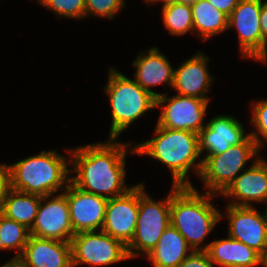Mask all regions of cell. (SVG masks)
<instances>
[{
    "mask_svg": "<svg viewBox=\"0 0 267 267\" xmlns=\"http://www.w3.org/2000/svg\"><path fill=\"white\" fill-rule=\"evenodd\" d=\"M130 150V151H129ZM70 158V181L79 189L106 199L125 194L133 186L126 185V156L136 154L131 142H96L67 148ZM72 168V169H71Z\"/></svg>",
    "mask_w": 267,
    "mask_h": 267,
    "instance_id": "obj_1",
    "label": "cell"
},
{
    "mask_svg": "<svg viewBox=\"0 0 267 267\" xmlns=\"http://www.w3.org/2000/svg\"><path fill=\"white\" fill-rule=\"evenodd\" d=\"M154 131L155 137L134 144L136 154L147 155L167 166L172 174L171 185L193 186L188 173L192 170L199 177L203 163L198 134L168 129L157 123Z\"/></svg>",
    "mask_w": 267,
    "mask_h": 267,
    "instance_id": "obj_2",
    "label": "cell"
},
{
    "mask_svg": "<svg viewBox=\"0 0 267 267\" xmlns=\"http://www.w3.org/2000/svg\"><path fill=\"white\" fill-rule=\"evenodd\" d=\"M213 196L217 195L202 194L194 186H171L170 225L193 251L207 250L210 242L203 241L222 220V212L212 204Z\"/></svg>",
    "mask_w": 267,
    "mask_h": 267,
    "instance_id": "obj_3",
    "label": "cell"
},
{
    "mask_svg": "<svg viewBox=\"0 0 267 267\" xmlns=\"http://www.w3.org/2000/svg\"><path fill=\"white\" fill-rule=\"evenodd\" d=\"M69 164L70 160L58 151L42 150L37 155L7 164L8 187L41 197L63 192L70 182Z\"/></svg>",
    "mask_w": 267,
    "mask_h": 267,
    "instance_id": "obj_4",
    "label": "cell"
},
{
    "mask_svg": "<svg viewBox=\"0 0 267 267\" xmlns=\"http://www.w3.org/2000/svg\"><path fill=\"white\" fill-rule=\"evenodd\" d=\"M108 71V81L103 88L111 107L112 122L108 134L109 139L118 140L137 119L157 108L156 97L118 69L111 67Z\"/></svg>",
    "mask_w": 267,
    "mask_h": 267,
    "instance_id": "obj_5",
    "label": "cell"
},
{
    "mask_svg": "<svg viewBox=\"0 0 267 267\" xmlns=\"http://www.w3.org/2000/svg\"><path fill=\"white\" fill-rule=\"evenodd\" d=\"M168 196L155 201L139 183L137 225L131 242L126 246L129 259L146 257L157 245L161 235L170 226L171 189Z\"/></svg>",
    "mask_w": 267,
    "mask_h": 267,
    "instance_id": "obj_6",
    "label": "cell"
},
{
    "mask_svg": "<svg viewBox=\"0 0 267 267\" xmlns=\"http://www.w3.org/2000/svg\"><path fill=\"white\" fill-rule=\"evenodd\" d=\"M259 153L256 142L249 135L242 143L232 145L225 152L206 157L199 174L206 192L220 196L245 170L249 160L260 157Z\"/></svg>",
    "mask_w": 267,
    "mask_h": 267,
    "instance_id": "obj_7",
    "label": "cell"
},
{
    "mask_svg": "<svg viewBox=\"0 0 267 267\" xmlns=\"http://www.w3.org/2000/svg\"><path fill=\"white\" fill-rule=\"evenodd\" d=\"M70 243L72 267H106L129 259L126 246L103 231L76 233Z\"/></svg>",
    "mask_w": 267,
    "mask_h": 267,
    "instance_id": "obj_8",
    "label": "cell"
},
{
    "mask_svg": "<svg viewBox=\"0 0 267 267\" xmlns=\"http://www.w3.org/2000/svg\"><path fill=\"white\" fill-rule=\"evenodd\" d=\"M167 94L161 93V96L156 98V107L161 109L156 123L168 129L187 130L198 134L207 124L204 119L209 101L178 94L170 97Z\"/></svg>",
    "mask_w": 267,
    "mask_h": 267,
    "instance_id": "obj_9",
    "label": "cell"
},
{
    "mask_svg": "<svg viewBox=\"0 0 267 267\" xmlns=\"http://www.w3.org/2000/svg\"><path fill=\"white\" fill-rule=\"evenodd\" d=\"M30 234L39 238L71 242L75 235L71 222L66 189L41 197L38 212Z\"/></svg>",
    "mask_w": 267,
    "mask_h": 267,
    "instance_id": "obj_10",
    "label": "cell"
},
{
    "mask_svg": "<svg viewBox=\"0 0 267 267\" xmlns=\"http://www.w3.org/2000/svg\"><path fill=\"white\" fill-rule=\"evenodd\" d=\"M262 0H239L228 20V29L238 32L242 58L259 61L262 58L260 12Z\"/></svg>",
    "mask_w": 267,
    "mask_h": 267,
    "instance_id": "obj_11",
    "label": "cell"
},
{
    "mask_svg": "<svg viewBox=\"0 0 267 267\" xmlns=\"http://www.w3.org/2000/svg\"><path fill=\"white\" fill-rule=\"evenodd\" d=\"M227 215L221 214V218L226 217L228 222L227 235L238 240L260 255L267 246V212L260 213L253 206L226 205Z\"/></svg>",
    "mask_w": 267,
    "mask_h": 267,
    "instance_id": "obj_12",
    "label": "cell"
},
{
    "mask_svg": "<svg viewBox=\"0 0 267 267\" xmlns=\"http://www.w3.org/2000/svg\"><path fill=\"white\" fill-rule=\"evenodd\" d=\"M139 208V183L125 194L108 199L101 231L127 246L135 233Z\"/></svg>",
    "mask_w": 267,
    "mask_h": 267,
    "instance_id": "obj_13",
    "label": "cell"
},
{
    "mask_svg": "<svg viewBox=\"0 0 267 267\" xmlns=\"http://www.w3.org/2000/svg\"><path fill=\"white\" fill-rule=\"evenodd\" d=\"M66 199L74 234L101 231L108 199L85 192L71 181L66 187Z\"/></svg>",
    "mask_w": 267,
    "mask_h": 267,
    "instance_id": "obj_14",
    "label": "cell"
},
{
    "mask_svg": "<svg viewBox=\"0 0 267 267\" xmlns=\"http://www.w3.org/2000/svg\"><path fill=\"white\" fill-rule=\"evenodd\" d=\"M206 123L198 133L201 156L206 152L202 160L225 152L232 145L242 143L249 136L243 124L232 115L220 114L207 120Z\"/></svg>",
    "mask_w": 267,
    "mask_h": 267,
    "instance_id": "obj_15",
    "label": "cell"
},
{
    "mask_svg": "<svg viewBox=\"0 0 267 267\" xmlns=\"http://www.w3.org/2000/svg\"><path fill=\"white\" fill-rule=\"evenodd\" d=\"M220 196L231 199L226 205L253 206L254 202L267 204L266 159L259 157L253 160Z\"/></svg>",
    "mask_w": 267,
    "mask_h": 267,
    "instance_id": "obj_16",
    "label": "cell"
},
{
    "mask_svg": "<svg viewBox=\"0 0 267 267\" xmlns=\"http://www.w3.org/2000/svg\"><path fill=\"white\" fill-rule=\"evenodd\" d=\"M209 59L205 53L198 51L174 69L172 88L178 95L210 101L207 95L215 77L208 70Z\"/></svg>",
    "mask_w": 267,
    "mask_h": 267,
    "instance_id": "obj_17",
    "label": "cell"
},
{
    "mask_svg": "<svg viewBox=\"0 0 267 267\" xmlns=\"http://www.w3.org/2000/svg\"><path fill=\"white\" fill-rule=\"evenodd\" d=\"M146 52H139L132 64L135 67L134 80L157 98L161 93H157L152 87L164 83L172 88L175 68L158 47H151Z\"/></svg>",
    "mask_w": 267,
    "mask_h": 267,
    "instance_id": "obj_18",
    "label": "cell"
},
{
    "mask_svg": "<svg viewBox=\"0 0 267 267\" xmlns=\"http://www.w3.org/2000/svg\"><path fill=\"white\" fill-rule=\"evenodd\" d=\"M18 259L26 267H72L71 243L31 235Z\"/></svg>",
    "mask_w": 267,
    "mask_h": 267,
    "instance_id": "obj_19",
    "label": "cell"
},
{
    "mask_svg": "<svg viewBox=\"0 0 267 267\" xmlns=\"http://www.w3.org/2000/svg\"><path fill=\"white\" fill-rule=\"evenodd\" d=\"M213 264L220 267H258L261 255L244 243L227 238L210 241L206 250Z\"/></svg>",
    "mask_w": 267,
    "mask_h": 267,
    "instance_id": "obj_20",
    "label": "cell"
},
{
    "mask_svg": "<svg viewBox=\"0 0 267 267\" xmlns=\"http://www.w3.org/2000/svg\"><path fill=\"white\" fill-rule=\"evenodd\" d=\"M191 252L184 237L170 225L145 258L153 267H178Z\"/></svg>",
    "mask_w": 267,
    "mask_h": 267,
    "instance_id": "obj_21",
    "label": "cell"
},
{
    "mask_svg": "<svg viewBox=\"0 0 267 267\" xmlns=\"http://www.w3.org/2000/svg\"><path fill=\"white\" fill-rule=\"evenodd\" d=\"M41 196L24 193L8 187L2 199L0 212L16 222L32 228L34 224Z\"/></svg>",
    "mask_w": 267,
    "mask_h": 267,
    "instance_id": "obj_22",
    "label": "cell"
},
{
    "mask_svg": "<svg viewBox=\"0 0 267 267\" xmlns=\"http://www.w3.org/2000/svg\"><path fill=\"white\" fill-rule=\"evenodd\" d=\"M191 7L193 34L203 41L228 30L229 17L213 7L207 0H198Z\"/></svg>",
    "mask_w": 267,
    "mask_h": 267,
    "instance_id": "obj_23",
    "label": "cell"
},
{
    "mask_svg": "<svg viewBox=\"0 0 267 267\" xmlns=\"http://www.w3.org/2000/svg\"><path fill=\"white\" fill-rule=\"evenodd\" d=\"M162 20L167 31L173 36L193 34V14L191 5L172 3L161 7Z\"/></svg>",
    "mask_w": 267,
    "mask_h": 267,
    "instance_id": "obj_24",
    "label": "cell"
},
{
    "mask_svg": "<svg viewBox=\"0 0 267 267\" xmlns=\"http://www.w3.org/2000/svg\"><path fill=\"white\" fill-rule=\"evenodd\" d=\"M30 229L26 226L7 218L0 212V250H14L15 256L11 259L19 258L29 240Z\"/></svg>",
    "mask_w": 267,
    "mask_h": 267,
    "instance_id": "obj_25",
    "label": "cell"
},
{
    "mask_svg": "<svg viewBox=\"0 0 267 267\" xmlns=\"http://www.w3.org/2000/svg\"><path fill=\"white\" fill-rule=\"evenodd\" d=\"M40 6L47 7L57 18L81 20L85 18V0H34Z\"/></svg>",
    "mask_w": 267,
    "mask_h": 267,
    "instance_id": "obj_26",
    "label": "cell"
},
{
    "mask_svg": "<svg viewBox=\"0 0 267 267\" xmlns=\"http://www.w3.org/2000/svg\"><path fill=\"white\" fill-rule=\"evenodd\" d=\"M250 107L252 110L250 123L253 124L255 130L249 132V135L254 139L260 151L261 147L267 143V99L253 101Z\"/></svg>",
    "mask_w": 267,
    "mask_h": 267,
    "instance_id": "obj_27",
    "label": "cell"
},
{
    "mask_svg": "<svg viewBox=\"0 0 267 267\" xmlns=\"http://www.w3.org/2000/svg\"><path fill=\"white\" fill-rule=\"evenodd\" d=\"M125 5V0H85V18L97 16L112 20Z\"/></svg>",
    "mask_w": 267,
    "mask_h": 267,
    "instance_id": "obj_28",
    "label": "cell"
},
{
    "mask_svg": "<svg viewBox=\"0 0 267 267\" xmlns=\"http://www.w3.org/2000/svg\"><path fill=\"white\" fill-rule=\"evenodd\" d=\"M206 251L191 252L178 267H214Z\"/></svg>",
    "mask_w": 267,
    "mask_h": 267,
    "instance_id": "obj_29",
    "label": "cell"
},
{
    "mask_svg": "<svg viewBox=\"0 0 267 267\" xmlns=\"http://www.w3.org/2000/svg\"><path fill=\"white\" fill-rule=\"evenodd\" d=\"M260 28L262 31V58L261 63L267 62V0H262V7L260 12Z\"/></svg>",
    "mask_w": 267,
    "mask_h": 267,
    "instance_id": "obj_30",
    "label": "cell"
},
{
    "mask_svg": "<svg viewBox=\"0 0 267 267\" xmlns=\"http://www.w3.org/2000/svg\"><path fill=\"white\" fill-rule=\"evenodd\" d=\"M213 7L222 11L228 17L231 15L233 9L237 6L239 0H207Z\"/></svg>",
    "mask_w": 267,
    "mask_h": 267,
    "instance_id": "obj_31",
    "label": "cell"
},
{
    "mask_svg": "<svg viewBox=\"0 0 267 267\" xmlns=\"http://www.w3.org/2000/svg\"><path fill=\"white\" fill-rule=\"evenodd\" d=\"M8 188V165L0 163V207L5 191Z\"/></svg>",
    "mask_w": 267,
    "mask_h": 267,
    "instance_id": "obj_32",
    "label": "cell"
},
{
    "mask_svg": "<svg viewBox=\"0 0 267 267\" xmlns=\"http://www.w3.org/2000/svg\"><path fill=\"white\" fill-rule=\"evenodd\" d=\"M0 267H26L18 258L17 259H9L4 264H1Z\"/></svg>",
    "mask_w": 267,
    "mask_h": 267,
    "instance_id": "obj_33",
    "label": "cell"
},
{
    "mask_svg": "<svg viewBox=\"0 0 267 267\" xmlns=\"http://www.w3.org/2000/svg\"><path fill=\"white\" fill-rule=\"evenodd\" d=\"M144 2H146L145 4H148V5L155 4L156 2L157 3L162 2L163 3L162 6H165L168 4L181 2V0H144Z\"/></svg>",
    "mask_w": 267,
    "mask_h": 267,
    "instance_id": "obj_34",
    "label": "cell"
},
{
    "mask_svg": "<svg viewBox=\"0 0 267 267\" xmlns=\"http://www.w3.org/2000/svg\"><path fill=\"white\" fill-rule=\"evenodd\" d=\"M267 267V246L265 247L263 253L261 254L260 257V266Z\"/></svg>",
    "mask_w": 267,
    "mask_h": 267,
    "instance_id": "obj_35",
    "label": "cell"
},
{
    "mask_svg": "<svg viewBox=\"0 0 267 267\" xmlns=\"http://www.w3.org/2000/svg\"><path fill=\"white\" fill-rule=\"evenodd\" d=\"M197 1L198 0H181V3H185V4H188V5H193Z\"/></svg>",
    "mask_w": 267,
    "mask_h": 267,
    "instance_id": "obj_36",
    "label": "cell"
}]
</instances>
